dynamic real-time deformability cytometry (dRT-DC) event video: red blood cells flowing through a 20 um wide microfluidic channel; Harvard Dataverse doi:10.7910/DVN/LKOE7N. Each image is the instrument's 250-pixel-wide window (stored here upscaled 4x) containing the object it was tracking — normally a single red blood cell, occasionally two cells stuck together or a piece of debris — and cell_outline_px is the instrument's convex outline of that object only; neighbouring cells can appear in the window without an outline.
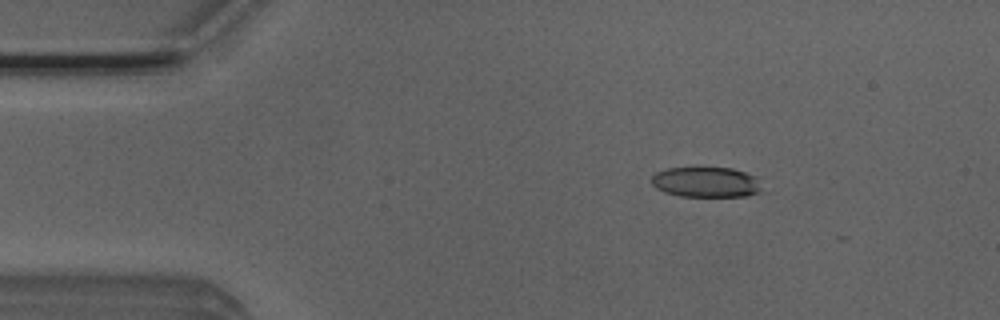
{"species": "Egyptian fruit bat (a non-hibernating species)", "species_latin": "Rousettus aegyptiacus", "temperature_condition": "room temperature", "stored_images_in_passage": 5, "camera_frame_rate_fps": 3000, "um_per_image_px": 0.085, "animal": {"sex": "male"}, "frame": {"image": 1, "passage_image": 3, "time_ms": 0.667, "image_size_px": [1000, 320], "cell_outline_px": [[760, 192], [744, 196], [680, 196], [664, 192], [656, 188], [652, 184], [652, 176], [656, 172], [668, 168], [732, 168], [756, 176], [760, 188]], "centroid_in_image_um": [59.99, 15.48], "position_along_channel_um": 25.0, "area_um2": 19.31}}
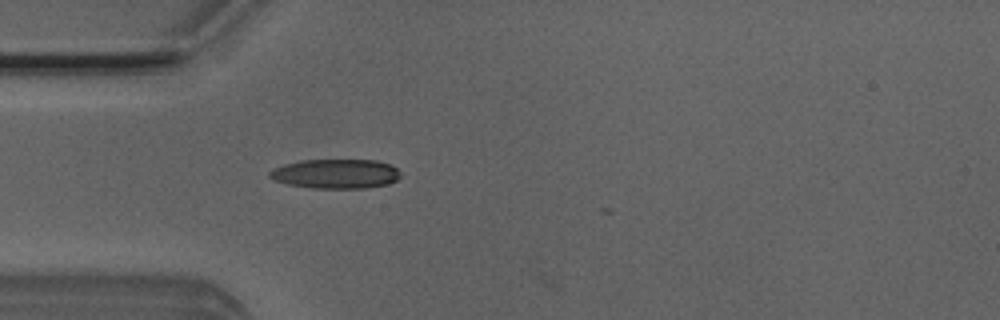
{"frame": {"image": 2, "passage_image": 5, "time_ms": 1.333, "image_size_px": [1000, 320], "cell_outline_px": [[400, 176], [396, 180], [388, 184], [364, 188], [312, 188], [288, 184], [272, 180], [268, 176], [268, 172], [284, 164], [300, 160], [376, 160], [388, 164], [396, 168], [400, 172]], "centroid_in_image_um": [28.51, 14.77], "position_along_channel_um": 56.5, "area_um2": 22.43}}